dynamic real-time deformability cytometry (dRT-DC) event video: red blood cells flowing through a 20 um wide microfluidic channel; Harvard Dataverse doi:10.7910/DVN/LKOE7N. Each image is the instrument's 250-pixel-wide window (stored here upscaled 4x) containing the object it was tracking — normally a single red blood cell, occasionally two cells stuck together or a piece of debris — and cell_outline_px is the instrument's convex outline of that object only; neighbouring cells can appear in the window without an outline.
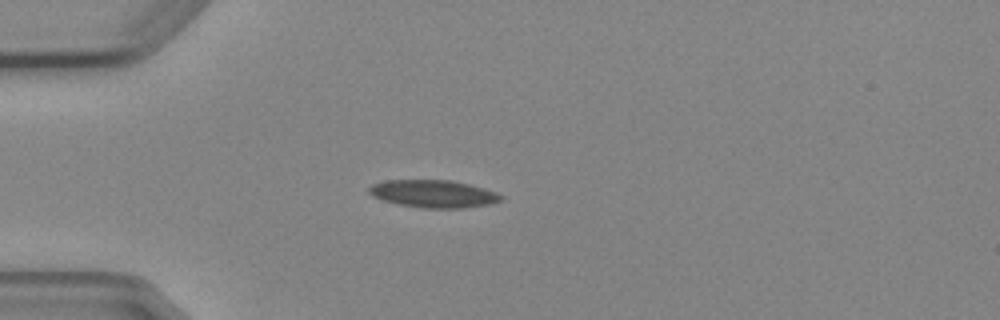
{"species": "Egyptian fruit bat (a non-hibernating species)", "species_latin": "Rousettus aegyptiacus", "temperature_condition": "cold", "stored_images_in_passage": 1, "camera_frame_rate_fps": 3000, "um_per_image_px": 0.085, "animal": {"sex": "female"}, "frame": {"image": 1, "passage_image": 1, "time_ms": 0.0, "image_size_px": [1000, 320], "cell_outline_px": [[504, 200], [492, 204], [464, 208], [424, 208], [400, 204], [384, 200], [372, 196], [368, 192], [368, 188], [372, 184], [384, 180], [452, 180], [484, 188], [496, 192], [504, 196]], "centroid_in_image_um": [36.88, 16.47], "position_along_channel_um": 48.1, "area_um2": 21.33}}